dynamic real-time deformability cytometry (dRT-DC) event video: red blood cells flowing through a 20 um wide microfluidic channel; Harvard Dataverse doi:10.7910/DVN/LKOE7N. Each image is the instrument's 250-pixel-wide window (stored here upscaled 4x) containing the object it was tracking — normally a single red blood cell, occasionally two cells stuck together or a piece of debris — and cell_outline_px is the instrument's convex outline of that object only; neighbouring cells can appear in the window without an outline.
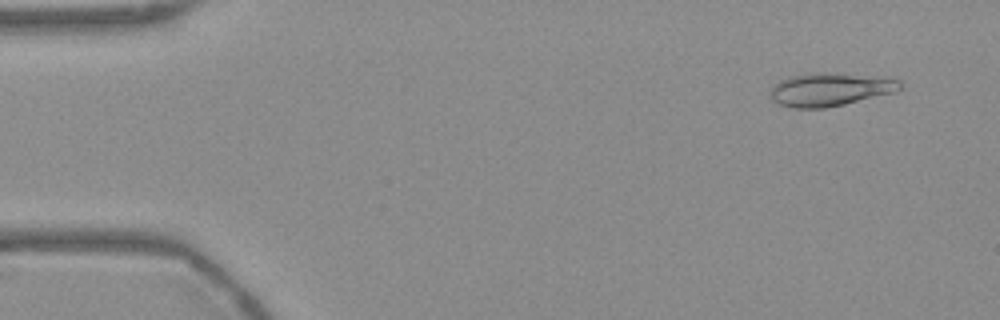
{"species": "Egyptian fruit bat (a non-hibernating species)", "species_latin": "Rousettus aegyptiacus", "temperature_condition": "warm", "stored_images_in_passage": 54, "camera_frame_rate_fps": 3000, "um_per_image_px": 0.085, "frame": {"image": 1, "passage_image": 4, "time_ms": 1.0, "image_size_px": [1000, 320], "cell_outline_px": [[900, 88], [896, 92], [844, 104], [824, 108], [792, 108], [780, 104], [772, 100], [768, 96], [768, 92], [780, 80], [788, 76], [816, 72], [824, 72], [900, 80]], "centroid_in_image_um": [70.46, 7.62], "position_along_channel_um": 14.5, "area_um2": 24.8}}
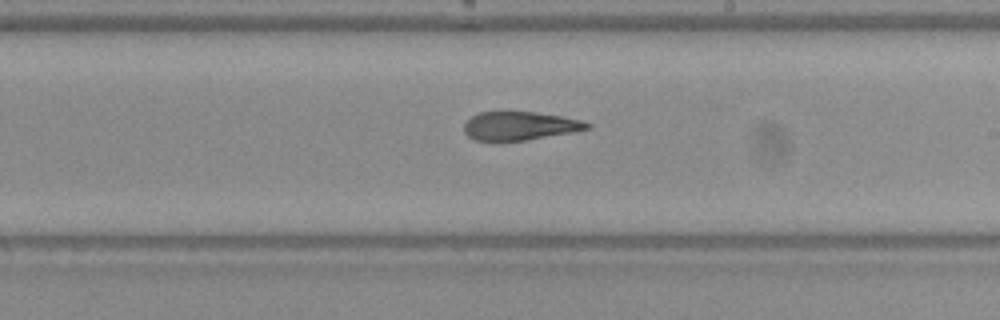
{"frame": {"image": 2, "passage_image": 31, "time_ms": 10.0, "image_size_px": [1000, 320], "cell_outline_px": [[592, 128], [576, 132], [524, 140], [476, 140], [468, 136], [464, 132], [464, 124], [472, 116], [480, 112], [536, 112], [584, 120], [592, 124]], "centroid_in_image_um": [44.25, 10.69], "position_along_channel_um": 244.7, "area_um2": 20.4}}
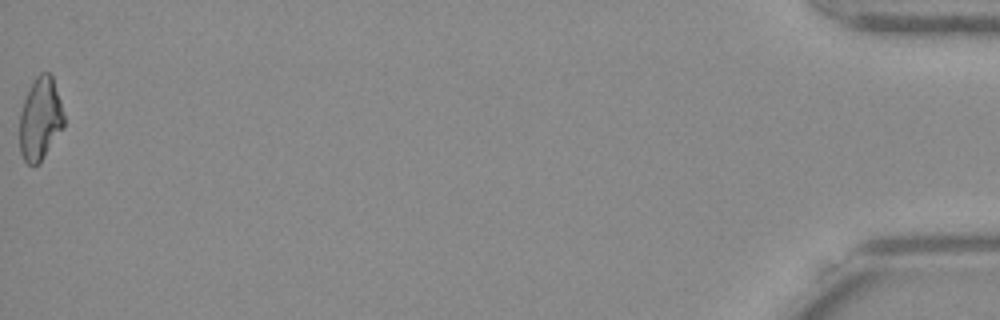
{"frame": {"image": 3, "passage_image": 54, "time_ms": 17.667, "image_size_px": [1000, 320], "cell_outline_px": [[64, 128], [40, 164], [28, 164], [24, 160], [20, 152], [20, 112], [28, 88], [32, 80], [40, 72], [48, 72], [52, 76], [60, 100], [64, 116]], "centroid_in_image_um": [3.42, 10.11], "position_along_channel_um": 431.8, "area_um2": 21.62}, "authors_computed_cell_mechanics": {"area_um2": 22.1952, "velocity_mm_per_s": 3.7661, "shape_relaxation_time_tau1_ms": null, "shape_relaxation_time_tau2_ms": 3.093, "deformation_change_tau1": null, "deformation_change_tau2": 0.1253}}